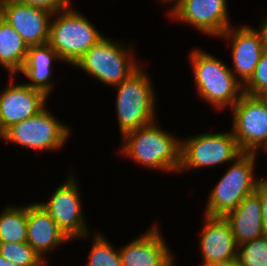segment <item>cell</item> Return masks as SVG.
I'll use <instances>...</instances> for the list:
<instances>
[{"mask_svg":"<svg viewBox=\"0 0 267 266\" xmlns=\"http://www.w3.org/2000/svg\"><path fill=\"white\" fill-rule=\"evenodd\" d=\"M140 66L117 89L116 114L120 134L145 127L157 121L156 95L149 75Z\"/></svg>","mask_w":267,"mask_h":266,"instance_id":"cell-3","label":"cell"},{"mask_svg":"<svg viewBox=\"0 0 267 266\" xmlns=\"http://www.w3.org/2000/svg\"><path fill=\"white\" fill-rule=\"evenodd\" d=\"M53 13L15 0L0 1V17L30 46L48 43Z\"/></svg>","mask_w":267,"mask_h":266,"instance_id":"cell-12","label":"cell"},{"mask_svg":"<svg viewBox=\"0 0 267 266\" xmlns=\"http://www.w3.org/2000/svg\"><path fill=\"white\" fill-rule=\"evenodd\" d=\"M257 153H243L226 170L211 189L205 207V215L222 216L235 209L248 195L254 193L261 180L256 175Z\"/></svg>","mask_w":267,"mask_h":266,"instance_id":"cell-5","label":"cell"},{"mask_svg":"<svg viewBox=\"0 0 267 266\" xmlns=\"http://www.w3.org/2000/svg\"><path fill=\"white\" fill-rule=\"evenodd\" d=\"M245 94L251 96L267 95V51L262 54L259 63L255 67L253 75L243 85Z\"/></svg>","mask_w":267,"mask_h":266,"instance_id":"cell-25","label":"cell"},{"mask_svg":"<svg viewBox=\"0 0 267 266\" xmlns=\"http://www.w3.org/2000/svg\"><path fill=\"white\" fill-rule=\"evenodd\" d=\"M28 48L20 34L0 17V65L8 71V75L19 74Z\"/></svg>","mask_w":267,"mask_h":266,"instance_id":"cell-20","label":"cell"},{"mask_svg":"<svg viewBox=\"0 0 267 266\" xmlns=\"http://www.w3.org/2000/svg\"><path fill=\"white\" fill-rule=\"evenodd\" d=\"M232 128L239 148L243 153L267 150V99L264 96L243 94L231 108Z\"/></svg>","mask_w":267,"mask_h":266,"instance_id":"cell-9","label":"cell"},{"mask_svg":"<svg viewBox=\"0 0 267 266\" xmlns=\"http://www.w3.org/2000/svg\"><path fill=\"white\" fill-rule=\"evenodd\" d=\"M227 0H176L168 13L206 36H221L232 26Z\"/></svg>","mask_w":267,"mask_h":266,"instance_id":"cell-11","label":"cell"},{"mask_svg":"<svg viewBox=\"0 0 267 266\" xmlns=\"http://www.w3.org/2000/svg\"><path fill=\"white\" fill-rule=\"evenodd\" d=\"M159 1H161L162 3H171V4H173L176 0H159Z\"/></svg>","mask_w":267,"mask_h":266,"instance_id":"cell-31","label":"cell"},{"mask_svg":"<svg viewBox=\"0 0 267 266\" xmlns=\"http://www.w3.org/2000/svg\"><path fill=\"white\" fill-rule=\"evenodd\" d=\"M143 235L119 248L122 266H175L174 255L158 229L149 227Z\"/></svg>","mask_w":267,"mask_h":266,"instance_id":"cell-15","label":"cell"},{"mask_svg":"<svg viewBox=\"0 0 267 266\" xmlns=\"http://www.w3.org/2000/svg\"><path fill=\"white\" fill-rule=\"evenodd\" d=\"M200 232L202 262L237 259L238 245L229 222L222 216H207Z\"/></svg>","mask_w":267,"mask_h":266,"instance_id":"cell-16","label":"cell"},{"mask_svg":"<svg viewBox=\"0 0 267 266\" xmlns=\"http://www.w3.org/2000/svg\"><path fill=\"white\" fill-rule=\"evenodd\" d=\"M90 254L86 266H122L119 248L113 245L98 231L93 236Z\"/></svg>","mask_w":267,"mask_h":266,"instance_id":"cell-23","label":"cell"},{"mask_svg":"<svg viewBox=\"0 0 267 266\" xmlns=\"http://www.w3.org/2000/svg\"><path fill=\"white\" fill-rule=\"evenodd\" d=\"M242 154L232 131L205 132L189 136L181 140V164L178 174L189 169L229 164Z\"/></svg>","mask_w":267,"mask_h":266,"instance_id":"cell-8","label":"cell"},{"mask_svg":"<svg viewBox=\"0 0 267 266\" xmlns=\"http://www.w3.org/2000/svg\"><path fill=\"white\" fill-rule=\"evenodd\" d=\"M262 23V24H261ZM260 26H258L261 29L263 39H264V46L265 50L267 51V16L261 21Z\"/></svg>","mask_w":267,"mask_h":266,"instance_id":"cell-29","label":"cell"},{"mask_svg":"<svg viewBox=\"0 0 267 266\" xmlns=\"http://www.w3.org/2000/svg\"><path fill=\"white\" fill-rule=\"evenodd\" d=\"M189 58L199 96L217 111L232 108L244 90L227 63L197 48L190 52Z\"/></svg>","mask_w":267,"mask_h":266,"instance_id":"cell-2","label":"cell"},{"mask_svg":"<svg viewBox=\"0 0 267 266\" xmlns=\"http://www.w3.org/2000/svg\"><path fill=\"white\" fill-rule=\"evenodd\" d=\"M199 266H239L237 259H230L220 262H203Z\"/></svg>","mask_w":267,"mask_h":266,"instance_id":"cell-28","label":"cell"},{"mask_svg":"<svg viewBox=\"0 0 267 266\" xmlns=\"http://www.w3.org/2000/svg\"><path fill=\"white\" fill-rule=\"evenodd\" d=\"M68 241L71 242L38 202L27 204V243L44 261L48 263L47 254Z\"/></svg>","mask_w":267,"mask_h":266,"instance_id":"cell-17","label":"cell"},{"mask_svg":"<svg viewBox=\"0 0 267 266\" xmlns=\"http://www.w3.org/2000/svg\"><path fill=\"white\" fill-rule=\"evenodd\" d=\"M261 201V210H262V220L264 224V229L267 231V178H261L258 187L255 191Z\"/></svg>","mask_w":267,"mask_h":266,"instance_id":"cell-27","label":"cell"},{"mask_svg":"<svg viewBox=\"0 0 267 266\" xmlns=\"http://www.w3.org/2000/svg\"><path fill=\"white\" fill-rule=\"evenodd\" d=\"M157 121L126 133L118 154L144 168L178 173L181 164V140L157 125Z\"/></svg>","mask_w":267,"mask_h":266,"instance_id":"cell-1","label":"cell"},{"mask_svg":"<svg viewBox=\"0 0 267 266\" xmlns=\"http://www.w3.org/2000/svg\"><path fill=\"white\" fill-rule=\"evenodd\" d=\"M221 38L232 40V64L230 68L234 76L244 85L253 75L265 51L264 39L261 29L251 25H240L238 28L229 27Z\"/></svg>","mask_w":267,"mask_h":266,"instance_id":"cell-14","label":"cell"},{"mask_svg":"<svg viewBox=\"0 0 267 266\" xmlns=\"http://www.w3.org/2000/svg\"><path fill=\"white\" fill-rule=\"evenodd\" d=\"M27 242V205H9L0 214V243Z\"/></svg>","mask_w":267,"mask_h":266,"instance_id":"cell-21","label":"cell"},{"mask_svg":"<svg viewBox=\"0 0 267 266\" xmlns=\"http://www.w3.org/2000/svg\"><path fill=\"white\" fill-rule=\"evenodd\" d=\"M0 266H18V265H15L14 263L7 261L0 255Z\"/></svg>","mask_w":267,"mask_h":266,"instance_id":"cell-30","label":"cell"},{"mask_svg":"<svg viewBox=\"0 0 267 266\" xmlns=\"http://www.w3.org/2000/svg\"><path fill=\"white\" fill-rule=\"evenodd\" d=\"M224 218L231 226L237 245L264 236L267 233L262 220L260 197L256 192L246 196Z\"/></svg>","mask_w":267,"mask_h":266,"instance_id":"cell-18","label":"cell"},{"mask_svg":"<svg viewBox=\"0 0 267 266\" xmlns=\"http://www.w3.org/2000/svg\"><path fill=\"white\" fill-rule=\"evenodd\" d=\"M54 61L62 62V59L48 43L30 46L24 65L19 71L31 81L25 84L43 92L47 97L51 95L54 88L53 81L50 82Z\"/></svg>","mask_w":267,"mask_h":266,"instance_id":"cell-19","label":"cell"},{"mask_svg":"<svg viewBox=\"0 0 267 266\" xmlns=\"http://www.w3.org/2000/svg\"><path fill=\"white\" fill-rule=\"evenodd\" d=\"M11 80L0 91V136L12 125L22 122L41 111L46 105L48 97L41 91L24 84H16ZM14 77V78H13Z\"/></svg>","mask_w":267,"mask_h":266,"instance_id":"cell-13","label":"cell"},{"mask_svg":"<svg viewBox=\"0 0 267 266\" xmlns=\"http://www.w3.org/2000/svg\"><path fill=\"white\" fill-rule=\"evenodd\" d=\"M239 266H267V233L238 245Z\"/></svg>","mask_w":267,"mask_h":266,"instance_id":"cell-24","label":"cell"},{"mask_svg":"<svg viewBox=\"0 0 267 266\" xmlns=\"http://www.w3.org/2000/svg\"><path fill=\"white\" fill-rule=\"evenodd\" d=\"M0 255L18 266H49L27 243H0Z\"/></svg>","mask_w":267,"mask_h":266,"instance_id":"cell-22","label":"cell"},{"mask_svg":"<svg viewBox=\"0 0 267 266\" xmlns=\"http://www.w3.org/2000/svg\"><path fill=\"white\" fill-rule=\"evenodd\" d=\"M71 130L45 106L36 115L9 127L0 139L36 151L52 152L64 146Z\"/></svg>","mask_w":267,"mask_h":266,"instance_id":"cell-7","label":"cell"},{"mask_svg":"<svg viewBox=\"0 0 267 266\" xmlns=\"http://www.w3.org/2000/svg\"><path fill=\"white\" fill-rule=\"evenodd\" d=\"M67 176L66 181L52 193L49 201L39 204L71 241L85 240L90 238V231L82 211L79 184L74 175Z\"/></svg>","mask_w":267,"mask_h":266,"instance_id":"cell-10","label":"cell"},{"mask_svg":"<svg viewBox=\"0 0 267 266\" xmlns=\"http://www.w3.org/2000/svg\"><path fill=\"white\" fill-rule=\"evenodd\" d=\"M24 4H28L37 8L56 13L68 8L72 5V0H15Z\"/></svg>","mask_w":267,"mask_h":266,"instance_id":"cell-26","label":"cell"},{"mask_svg":"<svg viewBox=\"0 0 267 266\" xmlns=\"http://www.w3.org/2000/svg\"><path fill=\"white\" fill-rule=\"evenodd\" d=\"M53 13L48 44L72 66L104 35L85 15L73 8Z\"/></svg>","mask_w":267,"mask_h":266,"instance_id":"cell-4","label":"cell"},{"mask_svg":"<svg viewBox=\"0 0 267 266\" xmlns=\"http://www.w3.org/2000/svg\"><path fill=\"white\" fill-rule=\"evenodd\" d=\"M125 46L105 35L73 67L80 68L102 84L119 85L140 67L132 56L134 45Z\"/></svg>","mask_w":267,"mask_h":266,"instance_id":"cell-6","label":"cell"}]
</instances>
